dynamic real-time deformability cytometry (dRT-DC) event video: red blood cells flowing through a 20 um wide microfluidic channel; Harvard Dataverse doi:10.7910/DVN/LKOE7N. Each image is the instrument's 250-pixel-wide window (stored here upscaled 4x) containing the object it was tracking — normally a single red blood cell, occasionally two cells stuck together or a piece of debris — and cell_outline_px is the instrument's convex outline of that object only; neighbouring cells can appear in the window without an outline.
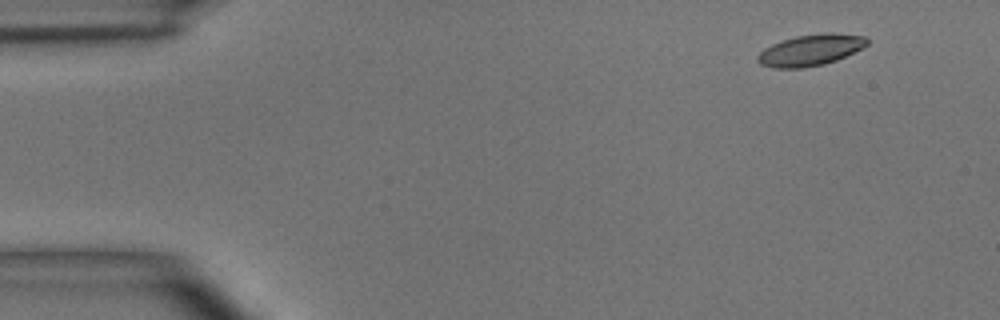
{"species": "common noctule bat (a hibernating species)", "species_latin": "Nyctalus noctula", "temperature_condition": "room temperature", "stored_images_in_passage": 4, "camera_frame_rate_fps": 3000, "um_per_image_px": 0.085, "animal": {"sex": "male", "body_mass_g": 15.6}, "frame": {"image": 1, "passage_image": 2, "time_ms": 1.0, "image_size_px": [1000, 320], "cell_outline_px": [[868, 44], [836, 60], [824, 64], [804, 68], [776, 68], [760, 64], [756, 60], [756, 56], [764, 48], [772, 44], [796, 36], [824, 32], [832, 32], [868, 36]], "centroid_in_image_um": [68.89, 4.24], "position_along_channel_um": 16.1, "area_um2": 19.94}}
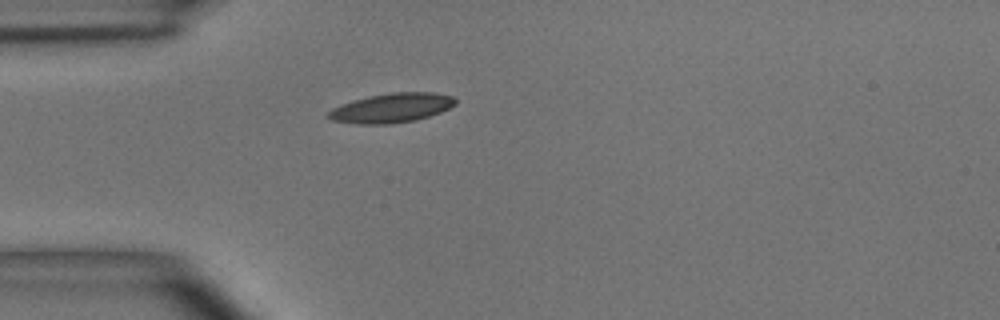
{"frame": {"image": 2, "passage_image": 4, "time_ms": 4.333, "image_size_px": [1000, 320], "cell_outline_px": [[456, 104], [440, 112], [416, 120], [388, 124], [356, 124], [332, 120], [328, 116], [328, 112], [332, 108], [340, 104], [352, 100], [368, 96], [392, 92], [432, 92], [452, 96], [456, 100]], "centroid_in_image_um": [33.26, 9.17], "position_along_channel_um": 51.7, "area_um2": 21.73}}